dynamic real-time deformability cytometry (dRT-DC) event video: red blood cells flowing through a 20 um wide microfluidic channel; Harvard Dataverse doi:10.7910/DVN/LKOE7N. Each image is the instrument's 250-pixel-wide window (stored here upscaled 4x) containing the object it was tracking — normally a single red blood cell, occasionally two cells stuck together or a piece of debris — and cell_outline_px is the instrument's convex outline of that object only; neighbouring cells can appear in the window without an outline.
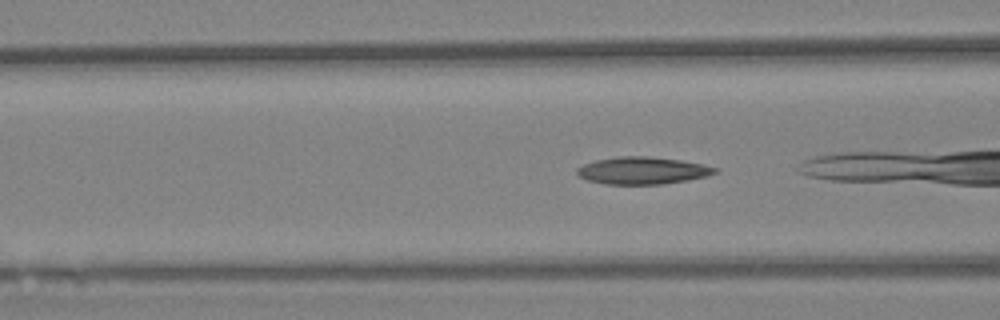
{"species": "Egyptian fruit bat (a non-hibernating species)", "species_latin": "Rousettus aegyptiacus", "temperature_condition": "warm", "stored_images_in_passage": 25, "camera_frame_rate_fps": 3000, "um_per_image_px": 0.085, "animal": {"sex": "female"}, "frame": {"image": 1, "passage_image": 4, "time_ms": 1.0, "image_size_px": [1000, 320], "cell_outline_px": [[720, 168], [716, 172], [708, 176], [688, 180], [664, 184], [604, 184], [588, 180], [580, 176], [576, 172], [576, 168], [584, 164], [596, 160], [620, 156], [648, 156], [680, 160], [704, 164]], "centroid_in_image_um": [54.65, 14.5], "position_along_channel_um": 112.0, "area_um2": 21.96}}
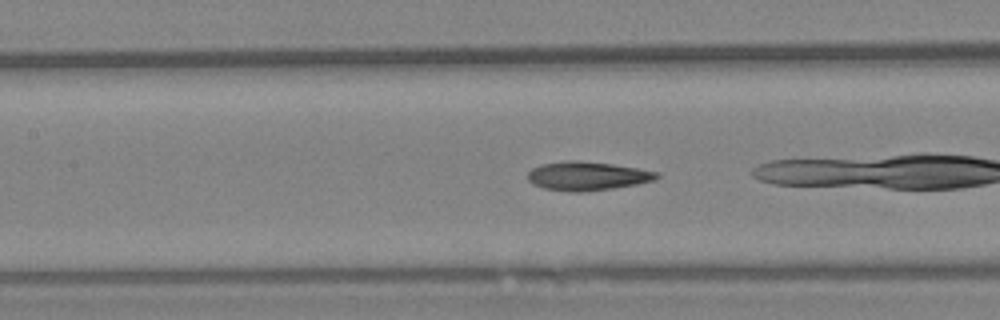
{"frame": {"image": 2, "passage_image": 8, "time_ms": 2.333, "image_size_px": [1000, 320], "cell_outline_px": [[660, 176], [656, 180], [636, 184], [612, 188], [584, 192], [568, 192], [544, 188], [532, 184], [528, 180], [528, 172], [532, 168], [540, 164], [568, 160], [576, 160], [612, 164], [660, 172]], "centroid_in_image_um": [49.91, 14.96], "position_along_channel_um": 157.5, "area_um2": 21.73}}
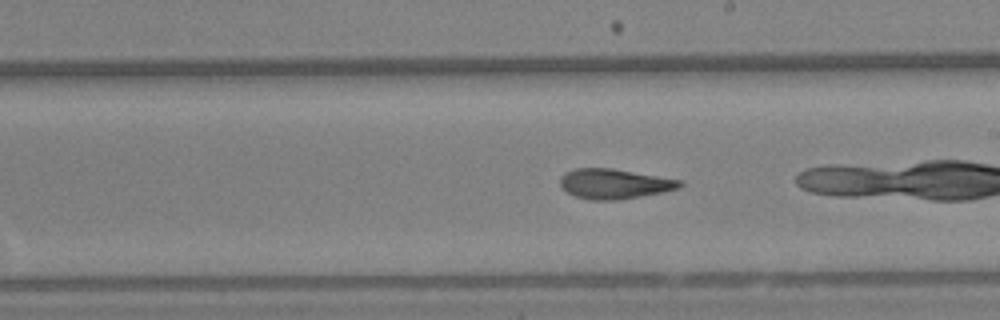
{"frame": {"image": 3, "passage_image": 15, "time_ms": 4.667, "image_size_px": [1000, 320], "cell_outline_px": [[684, 184], [680, 188], [664, 192], [616, 200], [592, 200], [576, 196], [568, 192], [560, 184], [560, 176], [564, 172], [576, 168], [612, 168], [680, 180]], "centroid_in_image_um": [52.21, 15.62], "position_along_channel_um": 236.8, "area_um2": 20.75}}